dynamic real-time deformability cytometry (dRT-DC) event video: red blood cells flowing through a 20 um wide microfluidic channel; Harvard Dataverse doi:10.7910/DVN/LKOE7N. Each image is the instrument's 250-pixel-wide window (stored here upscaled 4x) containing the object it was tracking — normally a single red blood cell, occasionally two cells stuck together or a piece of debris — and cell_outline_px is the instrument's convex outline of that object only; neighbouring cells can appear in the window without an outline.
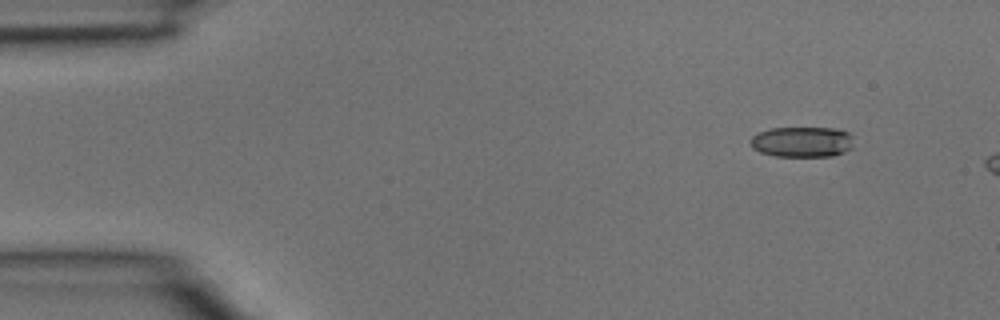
{"species": "common noctule bat (a hibernating species)", "species_latin": "Nyctalus noctula", "temperature_condition": "room temperature", "stored_images_in_passage": 4, "camera_frame_rate_fps": 3000, "um_per_image_px": 0.085, "animal": {"sex": "male", "body_mass_g": 15.6}, "frame": {"image": 1, "passage_image": 1, "time_ms": 0.0, "image_size_px": [1000, 320], "cell_outline_px": [[852, 148], [844, 152], [832, 156], [776, 156], [760, 152], [752, 148], [748, 140], [756, 132], [772, 128], [836, 128], [848, 132], [852, 136]], "centroid_in_image_um": [68.15, 12.05], "position_along_channel_um": 16.9, "area_um2": 18.55}}